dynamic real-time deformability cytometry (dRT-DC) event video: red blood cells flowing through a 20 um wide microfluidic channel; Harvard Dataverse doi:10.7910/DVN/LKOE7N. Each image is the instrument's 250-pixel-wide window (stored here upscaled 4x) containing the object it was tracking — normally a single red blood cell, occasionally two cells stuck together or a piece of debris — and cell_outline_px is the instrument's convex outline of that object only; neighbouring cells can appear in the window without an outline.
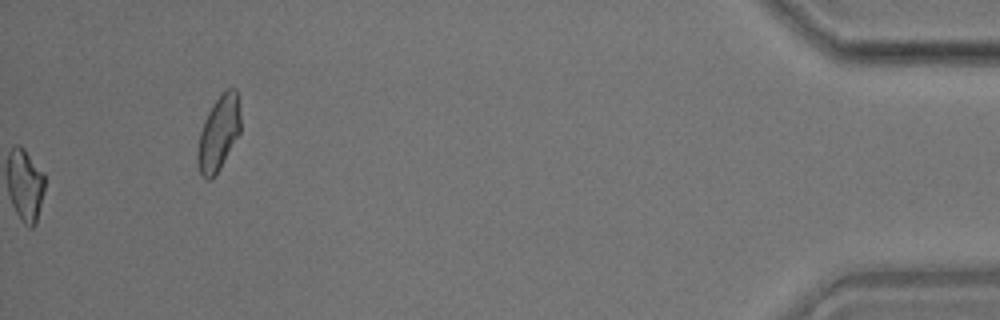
{"species": "common noctule bat (a hibernating species)", "species_latin": "Nyctalus noctula", "temperature_condition": "room temperature", "stored_images_in_passage": 41, "camera_frame_rate_fps": 3000, "um_per_image_px": 0.085, "animal": {"sex": "male", "body_mass_g": 17.9}, "frame": {"image": 1, "passage_image": 41, "time_ms": 13.333, "image_size_px": [1000, 320], "cell_outline_px": [[240, 132], [220, 168], [212, 180], [204, 180], [200, 176], [196, 160], [196, 156], [200, 132], [204, 120], [212, 104], [228, 88], [236, 88], [240, 116]], "centroid_in_image_um": [18.55, 11.39], "position_along_channel_um": 416.6, "area_um2": 18.73}}